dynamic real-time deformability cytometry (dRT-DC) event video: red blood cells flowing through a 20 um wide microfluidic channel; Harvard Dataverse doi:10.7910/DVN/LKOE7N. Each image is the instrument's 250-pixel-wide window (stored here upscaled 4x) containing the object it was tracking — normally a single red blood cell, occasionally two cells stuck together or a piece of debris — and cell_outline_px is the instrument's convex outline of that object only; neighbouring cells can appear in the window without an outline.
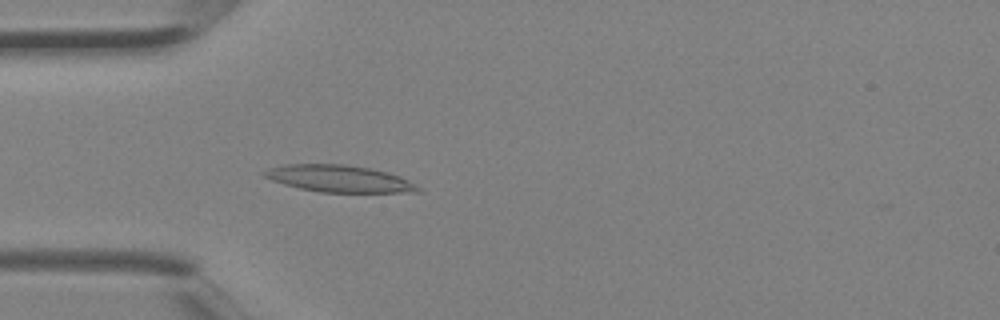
{"species": "Egyptian fruit bat (a non-hibernating species)", "species_latin": "Rousettus aegyptiacus", "temperature_condition": "room temperature", "stored_images_in_passage": 2, "camera_frame_rate_fps": 3000, "um_per_image_px": 0.085, "animal": {"sex": "female"}, "frame": {"image": 1, "passage_image": 2, "time_ms": 0.333, "image_size_px": [1000, 320], "cell_outline_px": [[424, 192], [320, 192], [300, 188], [284, 184], [272, 180], [264, 176], [260, 172], [268, 168], [284, 164], [344, 164], [372, 168], [388, 172], [400, 176], [408, 180], [420, 188]], "centroid_in_image_um": [28.82, 15.18], "position_along_channel_um": 56.2, "area_um2": 24.16}}